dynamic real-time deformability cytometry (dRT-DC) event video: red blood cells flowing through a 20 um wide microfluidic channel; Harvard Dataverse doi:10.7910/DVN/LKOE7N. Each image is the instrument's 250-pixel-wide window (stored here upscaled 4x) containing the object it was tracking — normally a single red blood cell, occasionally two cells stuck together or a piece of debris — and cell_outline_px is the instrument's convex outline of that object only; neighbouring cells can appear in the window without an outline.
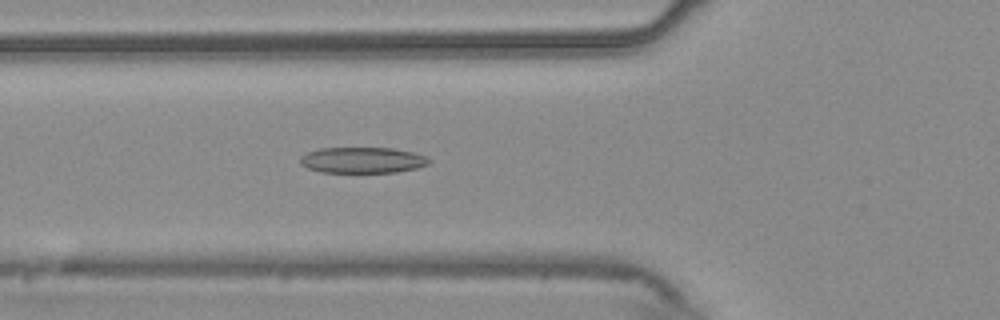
{"species": "common noctule bat (a hibernating species)", "species_latin": "Nyctalus noctula", "temperature_condition": "warm", "stored_images_in_passage": 51, "camera_frame_rate_fps": 3000, "um_per_image_px": 0.085, "animal": {"sex": "male", "body_mass_g": 20.4}, "frame": {"image": 1, "passage_image": 17, "time_ms": 5.333, "image_size_px": [1000, 320], "cell_outline_px": [[432, 160], [428, 164], [416, 168], [396, 172], [320, 172], [308, 168], [300, 164], [300, 156], [308, 152], [320, 148], [392, 148], [412, 152], [428, 156]], "centroid_in_image_um": [30.82, 13.61], "position_along_channel_um": 95.0, "area_um2": 19.48}}
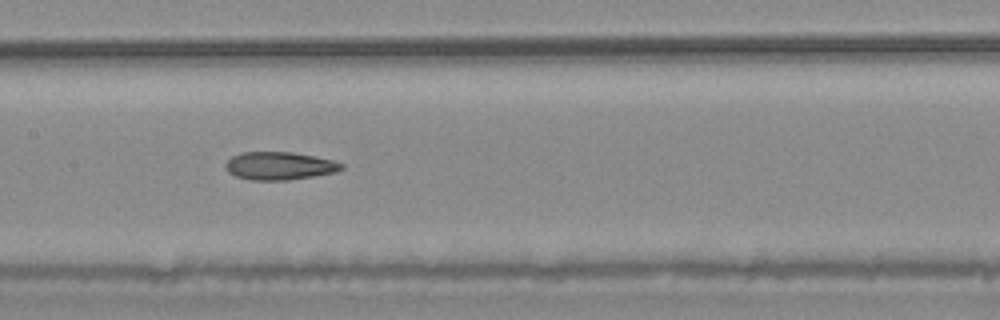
{"frame": {"image": 2, "passage_image": 24, "time_ms": 7.667, "image_size_px": [1000, 320], "cell_outline_px": [[344, 168], [336, 172], [312, 176], [284, 180], [252, 180], [236, 176], [228, 172], [224, 168], [224, 164], [232, 156], [244, 152], [292, 152], [332, 160], [344, 164]], "centroid_in_image_um": [23.73, 14.09], "position_along_channel_um": 183.7, "area_um2": 18.73}}
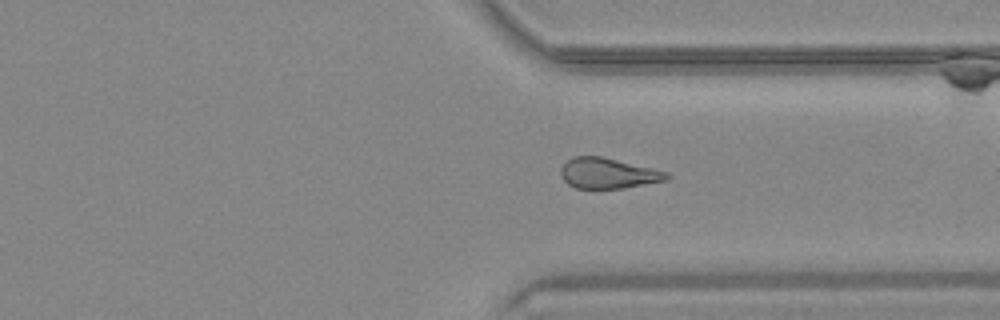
{"frame": {"image": 3, "passage_image": 38, "time_ms": 12.333, "image_size_px": [1000, 320], "cell_outline_px": [[672, 176], [668, 180], [624, 188], [576, 188], [568, 184], [560, 176], [560, 168], [572, 156], [600, 156], [652, 168], [668, 172]], "centroid_in_image_um": [51.69, 14.73], "position_along_channel_um": 359.7, "area_um2": 18.84}, "authors_computed_cell_mechanics": {"area_um2": 19.652, "velocity_mm_per_s": 3.7702, "shape_relaxation_time_tau1_ms": 7.2548, "shape_relaxation_time_tau2_ms": 5.6533, "deformation_change_tau1": 0.1642, "deformation_change_tau2": 0.1685}}